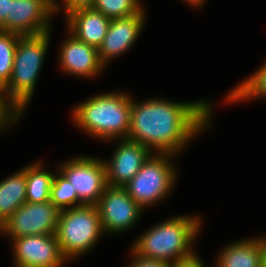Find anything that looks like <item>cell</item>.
Here are the masks:
<instances>
[{
  "instance_id": "obj_1",
  "label": "cell",
  "mask_w": 266,
  "mask_h": 267,
  "mask_svg": "<svg viewBox=\"0 0 266 267\" xmlns=\"http://www.w3.org/2000/svg\"><path fill=\"white\" fill-rule=\"evenodd\" d=\"M211 103H178L151 99L135 103L131 98L128 138L154 153L178 154L197 133L208 128ZM155 149V150H154ZM157 151V152H156Z\"/></svg>"
},
{
  "instance_id": "obj_2",
  "label": "cell",
  "mask_w": 266,
  "mask_h": 267,
  "mask_svg": "<svg viewBox=\"0 0 266 267\" xmlns=\"http://www.w3.org/2000/svg\"><path fill=\"white\" fill-rule=\"evenodd\" d=\"M49 38L50 31L21 36L18 40L11 77L0 90L4 105L17 119L21 117L22 111L27 108L33 96L36 80L47 53Z\"/></svg>"
},
{
  "instance_id": "obj_3",
  "label": "cell",
  "mask_w": 266,
  "mask_h": 267,
  "mask_svg": "<svg viewBox=\"0 0 266 267\" xmlns=\"http://www.w3.org/2000/svg\"><path fill=\"white\" fill-rule=\"evenodd\" d=\"M201 227L199 216H177L150 228L132 246V250L145 258L162 260L169 264L189 259Z\"/></svg>"
},
{
  "instance_id": "obj_4",
  "label": "cell",
  "mask_w": 266,
  "mask_h": 267,
  "mask_svg": "<svg viewBox=\"0 0 266 267\" xmlns=\"http://www.w3.org/2000/svg\"><path fill=\"white\" fill-rule=\"evenodd\" d=\"M131 98L123 93L100 94L73 110V120L93 137L112 140L128 138Z\"/></svg>"
},
{
  "instance_id": "obj_5",
  "label": "cell",
  "mask_w": 266,
  "mask_h": 267,
  "mask_svg": "<svg viewBox=\"0 0 266 267\" xmlns=\"http://www.w3.org/2000/svg\"><path fill=\"white\" fill-rule=\"evenodd\" d=\"M102 233L96 205H82L60 211L55 235L66 260L91 250Z\"/></svg>"
},
{
  "instance_id": "obj_6",
  "label": "cell",
  "mask_w": 266,
  "mask_h": 267,
  "mask_svg": "<svg viewBox=\"0 0 266 267\" xmlns=\"http://www.w3.org/2000/svg\"><path fill=\"white\" fill-rule=\"evenodd\" d=\"M173 156L171 153H152L137 174L124 186L127 193L142 208L155 204L171 192L177 174L170 160Z\"/></svg>"
},
{
  "instance_id": "obj_7",
  "label": "cell",
  "mask_w": 266,
  "mask_h": 267,
  "mask_svg": "<svg viewBox=\"0 0 266 267\" xmlns=\"http://www.w3.org/2000/svg\"><path fill=\"white\" fill-rule=\"evenodd\" d=\"M61 172L76 190L83 205H97L108 186L104 161L91 157H74L61 165Z\"/></svg>"
},
{
  "instance_id": "obj_8",
  "label": "cell",
  "mask_w": 266,
  "mask_h": 267,
  "mask_svg": "<svg viewBox=\"0 0 266 267\" xmlns=\"http://www.w3.org/2000/svg\"><path fill=\"white\" fill-rule=\"evenodd\" d=\"M60 210L49 200L43 203L25 202L0 227L11 239L27 235L56 234Z\"/></svg>"
},
{
  "instance_id": "obj_9",
  "label": "cell",
  "mask_w": 266,
  "mask_h": 267,
  "mask_svg": "<svg viewBox=\"0 0 266 267\" xmlns=\"http://www.w3.org/2000/svg\"><path fill=\"white\" fill-rule=\"evenodd\" d=\"M55 0H10L4 31L21 36L49 31L51 15L59 10Z\"/></svg>"
},
{
  "instance_id": "obj_10",
  "label": "cell",
  "mask_w": 266,
  "mask_h": 267,
  "mask_svg": "<svg viewBox=\"0 0 266 267\" xmlns=\"http://www.w3.org/2000/svg\"><path fill=\"white\" fill-rule=\"evenodd\" d=\"M96 206L103 233H117L129 229L143 212V208L132 199L124 187L107 186Z\"/></svg>"
},
{
  "instance_id": "obj_11",
  "label": "cell",
  "mask_w": 266,
  "mask_h": 267,
  "mask_svg": "<svg viewBox=\"0 0 266 267\" xmlns=\"http://www.w3.org/2000/svg\"><path fill=\"white\" fill-rule=\"evenodd\" d=\"M16 267H60L67 261L53 235H27L13 238Z\"/></svg>"
},
{
  "instance_id": "obj_12",
  "label": "cell",
  "mask_w": 266,
  "mask_h": 267,
  "mask_svg": "<svg viewBox=\"0 0 266 267\" xmlns=\"http://www.w3.org/2000/svg\"><path fill=\"white\" fill-rule=\"evenodd\" d=\"M146 146L129 139L121 140L112 160L105 162L108 186L124 187L152 155Z\"/></svg>"
},
{
  "instance_id": "obj_13",
  "label": "cell",
  "mask_w": 266,
  "mask_h": 267,
  "mask_svg": "<svg viewBox=\"0 0 266 267\" xmlns=\"http://www.w3.org/2000/svg\"><path fill=\"white\" fill-rule=\"evenodd\" d=\"M145 12L125 18L111 19L108 31L98 48L99 58L106 66L110 58H114L127 51L136 41L145 21Z\"/></svg>"
},
{
  "instance_id": "obj_14",
  "label": "cell",
  "mask_w": 266,
  "mask_h": 267,
  "mask_svg": "<svg viewBox=\"0 0 266 267\" xmlns=\"http://www.w3.org/2000/svg\"><path fill=\"white\" fill-rule=\"evenodd\" d=\"M70 36L63 42L59 54L60 64L64 71L83 77H93L106 67L99 58L98 49Z\"/></svg>"
},
{
  "instance_id": "obj_15",
  "label": "cell",
  "mask_w": 266,
  "mask_h": 267,
  "mask_svg": "<svg viewBox=\"0 0 266 267\" xmlns=\"http://www.w3.org/2000/svg\"><path fill=\"white\" fill-rule=\"evenodd\" d=\"M67 28L77 39L94 46L97 49L101 45L111 19L93 7L77 8L69 12Z\"/></svg>"
},
{
  "instance_id": "obj_16",
  "label": "cell",
  "mask_w": 266,
  "mask_h": 267,
  "mask_svg": "<svg viewBox=\"0 0 266 267\" xmlns=\"http://www.w3.org/2000/svg\"><path fill=\"white\" fill-rule=\"evenodd\" d=\"M216 267H262L261 241L248 239L223 248Z\"/></svg>"
},
{
  "instance_id": "obj_17",
  "label": "cell",
  "mask_w": 266,
  "mask_h": 267,
  "mask_svg": "<svg viewBox=\"0 0 266 267\" xmlns=\"http://www.w3.org/2000/svg\"><path fill=\"white\" fill-rule=\"evenodd\" d=\"M26 202V167L0 182V227Z\"/></svg>"
},
{
  "instance_id": "obj_18",
  "label": "cell",
  "mask_w": 266,
  "mask_h": 267,
  "mask_svg": "<svg viewBox=\"0 0 266 267\" xmlns=\"http://www.w3.org/2000/svg\"><path fill=\"white\" fill-rule=\"evenodd\" d=\"M41 163L26 167V202L43 203L50 200L54 174L41 169Z\"/></svg>"
},
{
  "instance_id": "obj_19",
  "label": "cell",
  "mask_w": 266,
  "mask_h": 267,
  "mask_svg": "<svg viewBox=\"0 0 266 267\" xmlns=\"http://www.w3.org/2000/svg\"><path fill=\"white\" fill-rule=\"evenodd\" d=\"M257 97H266V63L262 65L255 74L248 77L247 80L245 79V81H242L240 85H237V87L226 96L225 101H243Z\"/></svg>"
},
{
  "instance_id": "obj_20",
  "label": "cell",
  "mask_w": 266,
  "mask_h": 267,
  "mask_svg": "<svg viewBox=\"0 0 266 267\" xmlns=\"http://www.w3.org/2000/svg\"><path fill=\"white\" fill-rule=\"evenodd\" d=\"M21 35L0 30V90L12 74L15 49Z\"/></svg>"
},
{
  "instance_id": "obj_21",
  "label": "cell",
  "mask_w": 266,
  "mask_h": 267,
  "mask_svg": "<svg viewBox=\"0 0 266 267\" xmlns=\"http://www.w3.org/2000/svg\"><path fill=\"white\" fill-rule=\"evenodd\" d=\"M59 174V176H53L50 201L60 211L82 206L83 204L79 201L76 190L71 187V183L61 172Z\"/></svg>"
},
{
  "instance_id": "obj_22",
  "label": "cell",
  "mask_w": 266,
  "mask_h": 267,
  "mask_svg": "<svg viewBox=\"0 0 266 267\" xmlns=\"http://www.w3.org/2000/svg\"><path fill=\"white\" fill-rule=\"evenodd\" d=\"M140 0H95L93 8L110 19L125 18L139 13Z\"/></svg>"
},
{
  "instance_id": "obj_23",
  "label": "cell",
  "mask_w": 266,
  "mask_h": 267,
  "mask_svg": "<svg viewBox=\"0 0 266 267\" xmlns=\"http://www.w3.org/2000/svg\"><path fill=\"white\" fill-rule=\"evenodd\" d=\"M133 255V262L129 267H169V263L164 262L162 260L145 258L136 254L133 250H131Z\"/></svg>"
},
{
  "instance_id": "obj_24",
  "label": "cell",
  "mask_w": 266,
  "mask_h": 267,
  "mask_svg": "<svg viewBox=\"0 0 266 267\" xmlns=\"http://www.w3.org/2000/svg\"><path fill=\"white\" fill-rule=\"evenodd\" d=\"M18 120L11 111L4 105L0 95V130L1 128L7 127L10 123H17ZM9 124V125H8Z\"/></svg>"
},
{
  "instance_id": "obj_25",
  "label": "cell",
  "mask_w": 266,
  "mask_h": 267,
  "mask_svg": "<svg viewBox=\"0 0 266 267\" xmlns=\"http://www.w3.org/2000/svg\"><path fill=\"white\" fill-rule=\"evenodd\" d=\"M95 0H64V11L66 14L77 8L92 7Z\"/></svg>"
},
{
  "instance_id": "obj_26",
  "label": "cell",
  "mask_w": 266,
  "mask_h": 267,
  "mask_svg": "<svg viewBox=\"0 0 266 267\" xmlns=\"http://www.w3.org/2000/svg\"><path fill=\"white\" fill-rule=\"evenodd\" d=\"M196 254L186 260L174 262L169 265V267H204L201 262V260L198 258Z\"/></svg>"
},
{
  "instance_id": "obj_27",
  "label": "cell",
  "mask_w": 266,
  "mask_h": 267,
  "mask_svg": "<svg viewBox=\"0 0 266 267\" xmlns=\"http://www.w3.org/2000/svg\"><path fill=\"white\" fill-rule=\"evenodd\" d=\"M10 13V0H0V30L4 31L6 17Z\"/></svg>"
},
{
  "instance_id": "obj_28",
  "label": "cell",
  "mask_w": 266,
  "mask_h": 267,
  "mask_svg": "<svg viewBox=\"0 0 266 267\" xmlns=\"http://www.w3.org/2000/svg\"><path fill=\"white\" fill-rule=\"evenodd\" d=\"M261 253H262V267H266V238H260Z\"/></svg>"
},
{
  "instance_id": "obj_29",
  "label": "cell",
  "mask_w": 266,
  "mask_h": 267,
  "mask_svg": "<svg viewBox=\"0 0 266 267\" xmlns=\"http://www.w3.org/2000/svg\"><path fill=\"white\" fill-rule=\"evenodd\" d=\"M186 2H188L191 5L194 6H201V4H203L204 0H185Z\"/></svg>"
}]
</instances>
